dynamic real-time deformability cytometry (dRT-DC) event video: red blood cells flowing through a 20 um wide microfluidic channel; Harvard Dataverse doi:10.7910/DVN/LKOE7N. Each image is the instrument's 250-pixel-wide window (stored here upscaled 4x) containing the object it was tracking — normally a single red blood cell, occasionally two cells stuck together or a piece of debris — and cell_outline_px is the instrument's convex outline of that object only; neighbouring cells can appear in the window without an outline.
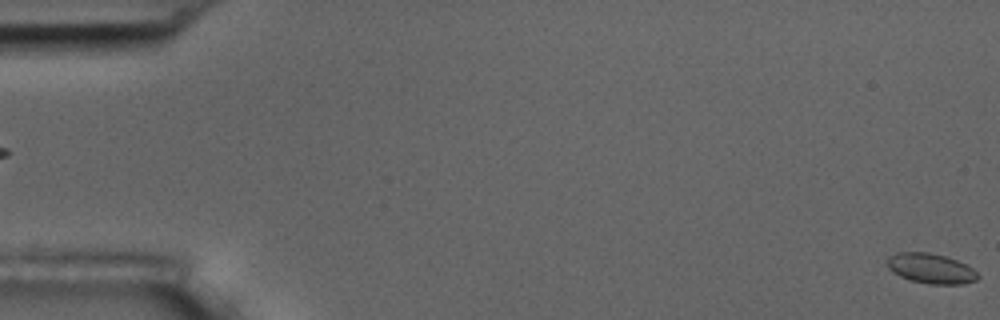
{"species": "common noctule bat (a hibernating species)", "species_latin": "Nyctalus noctula", "temperature_condition": "room temperature", "stored_images_in_passage": 6, "segment_of_instrument_passage": [2, 2], "camera_frame_rate_fps": 3000, "um_per_image_px": 0.085, "animal": {"sex": "male", "body_mass_g": 17.5, "forearm_length_mm": 52.3}, "frame": {"image": 1, "passage_image": 6, "time_ms": 6.333, "image_size_px": [1000, 320], "cell_outline_px": [[980, 276], [976, 280], [964, 284], [928, 284], [912, 280], [900, 276], [892, 272], [888, 268], [888, 260], [896, 252], [928, 252], [944, 256], [956, 260], [972, 268]], "centroid_in_image_um": [79.14, 22.83], "position_along_channel_um": 5.9, "area_um2": 15.66}}